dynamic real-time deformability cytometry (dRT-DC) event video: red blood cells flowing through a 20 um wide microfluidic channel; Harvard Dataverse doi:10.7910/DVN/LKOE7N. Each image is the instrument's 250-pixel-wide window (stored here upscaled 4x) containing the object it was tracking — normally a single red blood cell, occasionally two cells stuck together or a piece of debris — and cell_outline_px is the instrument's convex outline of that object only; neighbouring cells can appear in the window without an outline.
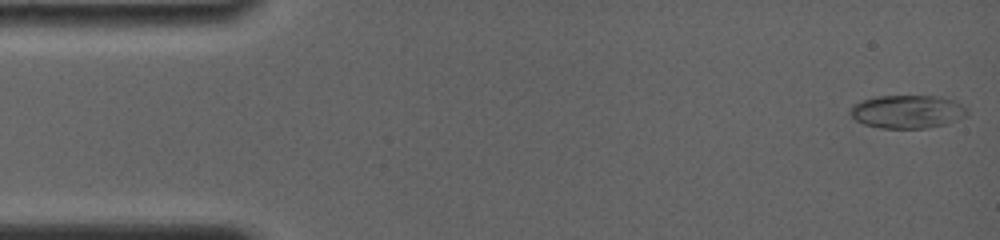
{"species": "common noctule bat (a hibernating species)", "species_latin": "Nyctalus noctula", "temperature_condition": "room temperature", "stored_images_in_passage": 50, "camera_frame_rate_fps": 4000, "um_per_image_px": 0.085, "animal": {"sex": "female", "body_mass_g": 19.0, "forearm_length_mm": 56.7}, "frame": {"image": 1, "passage_image": 1, "time_ms": 0.0, "image_size_px": [1000, 240], "cell_outline_px": [[968, 112], [964, 116], [948, 124], [924, 128], [880, 128], [864, 124], [856, 120], [848, 112], [852, 104], [876, 96], [940, 96], [956, 100]], "centroid_in_image_um": [77.11, 9.49], "position_along_channel_um": 7.9, "area_um2": 22.66}}
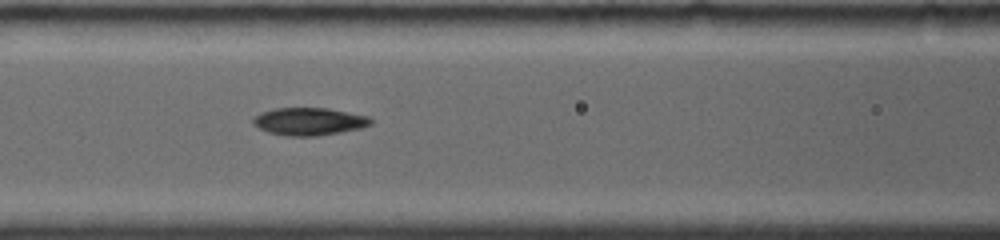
{"frame": {"image": 2, "passage_image": 29, "time_ms": 6.5, "image_size_px": [1000, 240], "cell_outline_px": [[372, 124], [360, 128], [340, 132], [316, 136], [284, 136], [268, 132], [252, 124], [252, 120], [260, 112], [272, 108], [328, 108], [368, 116], [372, 120]], "centroid_in_image_um": [26.24, 10.32], "position_along_channel_um": 140.4, "area_um2": 18.96}}
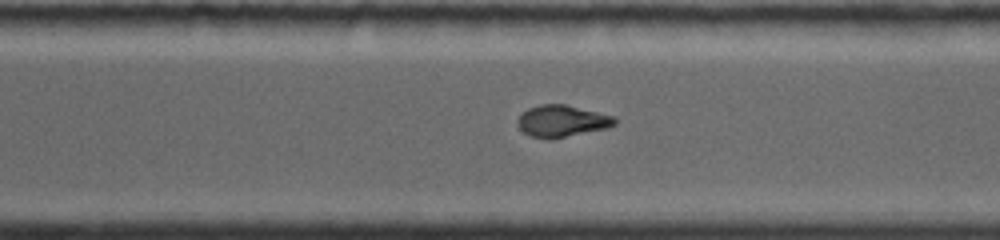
{"frame": {"image": 3, "passage_image": 50, "time_ms": 11.25, "image_size_px": [1000, 240], "cell_outline_px": [[616, 124], [608, 128], [552, 140], [532, 136], [524, 132], [520, 128], [516, 120], [528, 108], [540, 104], [564, 104], [616, 116]], "centroid_in_image_um": [47.8, 10.3], "position_along_channel_um": 322.8, "area_um2": 18.09}}